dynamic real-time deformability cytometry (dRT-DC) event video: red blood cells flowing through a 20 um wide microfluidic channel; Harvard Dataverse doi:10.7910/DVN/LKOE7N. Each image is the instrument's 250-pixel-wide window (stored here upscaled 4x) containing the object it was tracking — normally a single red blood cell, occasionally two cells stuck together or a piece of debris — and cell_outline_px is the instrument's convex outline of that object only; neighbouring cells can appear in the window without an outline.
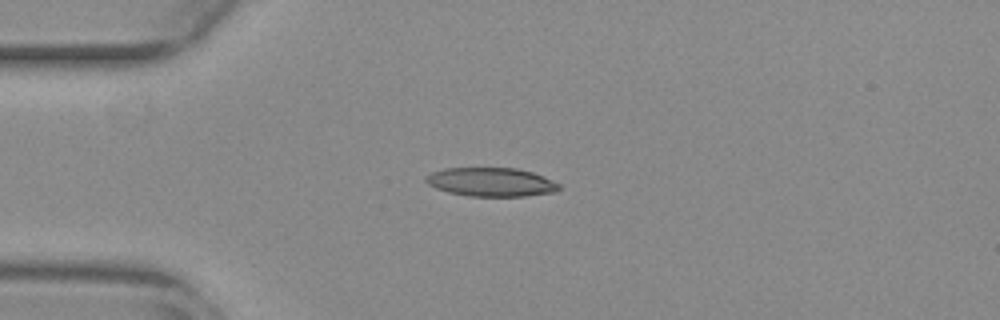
{"species": "common noctule bat (a hibernating species)", "species_latin": "Nyctalus noctula", "temperature_condition": "warm", "stored_images_in_passage": 34, "camera_frame_rate_fps": 3000, "um_per_image_px": 0.085, "animal": {"sex": "female", "body_mass_g": 29.2, "forearm_length_mm": 56.3}, "frame": {"image": 1, "passage_image": 9, "time_ms": 2.667, "image_size_px": [1000, 320], "cell_outline_px": [[560, 188], [556, 192], [524, 196], [468, 196], [448, 192], [436, 188], [428, 184], [424, 180], [424, 176], [432, 172], [444, 168], [516, 168], [532, 172], [544, 176], [560, 184]], "centroid_in_image_um": [41.74, 15.47], "position_along_channel_um": 43.3, "area_um2": 22.43}}
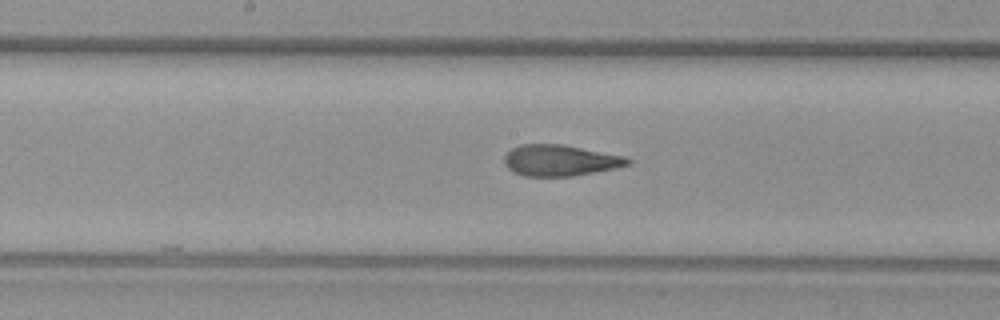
{"frame": {"image": 2, "passage_image": 23, "time_ms": 7.333, "image_size_px": [1000, 320], "cell_outline_px": [[632, 160], [628, 164], [616, 168], [572, 176], [524, 176], [512, 172], [504, 164], [504, 156], [512, 148], [520, 144], [560, 144], [624, 156]], "centroid_in_image_um": [47.56, 13.64], "position_along_channel_um": 200.6, "area_um2": 22.25}}
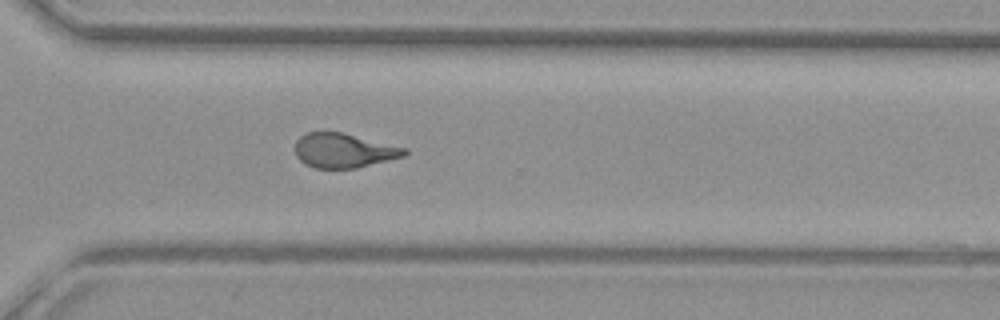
{"frame": {"image": 3, "passage_image": 34, "time_ms": 11.0, "image_size_px": [1000, 320], "cell_outline_px": [[408, 152], [404, 156], [356, 168], [316, 168], [304, 164], [296, 156], [296, 140], [304, 132], [324, 128], [344, 132], [408, 148]], "centroid_in_image_um": [29.18, 12.74], "position_along_channel_um": 341.4, "area_um2": 22.66}}